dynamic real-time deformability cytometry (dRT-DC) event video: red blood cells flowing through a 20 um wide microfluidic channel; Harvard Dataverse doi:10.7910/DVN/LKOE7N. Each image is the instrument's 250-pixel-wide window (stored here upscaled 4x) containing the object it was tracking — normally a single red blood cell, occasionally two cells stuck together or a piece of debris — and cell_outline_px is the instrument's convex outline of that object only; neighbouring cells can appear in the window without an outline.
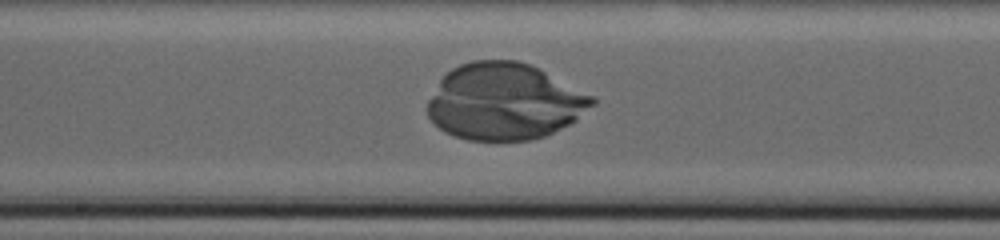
{"species": "human", "species_latin": "Homo sapiens", "temperature_condition": "warm", "stored_images_in_passage": 87, "camera_frame_rate_fps": 3000, "um_per_image_px": 0.085, "donor": {"sex": "male"}, "frame": {"image": 1, "passage_image": 61, "time_ms": 20.0, "image_size_px": [1000, 240], "cell_outline_px": [[596, 104], [576, 120], [544, 136], [532, 140], [468, 140], [444, 132], [428, 116], [424, 108], [428, 100], [440, 80], [452, 68], [460, 64], [472, 60], [516, 60], [528, 64], [592, 96], [596, 100]], "centroid_in_image_um": [42.84, 8.65], "position_along_channel_um": 205.4, "area_um2": 72.94}}
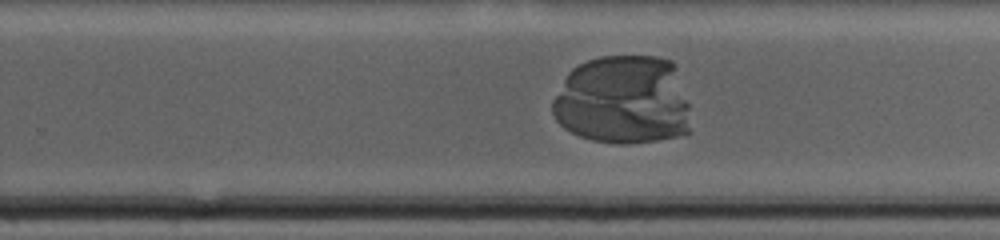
{"frame": {"image": 2, "passage_image": 71, "time_ms": 23.333, "image_size_px": [1000, 240], "cell_outline_px": [[692, 132], [676, 136], [656, 140], [628, 144], [620, 144], [592, 140], [580, 136], [564, 128], [556, 120], [552, 112], [552, 100], [568, 72], [572, 68], [588, 60], [600, 56], [656, 56], [672, 60], [676, 64], [688, 104]], "centroid_in_image_um": [52.99, 8.51], "position_along_channel_um": 276.8, "area_um2": 72.71}}